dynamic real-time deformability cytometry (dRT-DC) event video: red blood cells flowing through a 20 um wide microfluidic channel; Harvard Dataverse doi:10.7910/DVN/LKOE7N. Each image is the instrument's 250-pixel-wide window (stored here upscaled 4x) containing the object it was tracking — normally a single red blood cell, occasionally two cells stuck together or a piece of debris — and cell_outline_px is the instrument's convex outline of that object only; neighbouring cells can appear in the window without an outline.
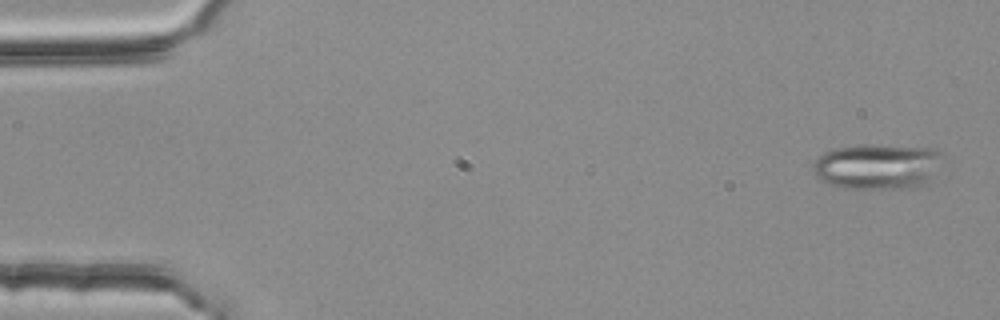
{"species": "common noctule bat (a hibernating species)", "species_latin": "Nyctalus noctula", "temperature_condition": "room temperature", "stored_images_in_passage": 4, "segment_of_instrument_passage": [2, 2], "camera_frame_rate_fps": 3000, "um_per_image_px": 0.085, "animal": {"sex": "female", "body_mass_g": 25.1}, "frame": {"image": 1, "passage_image": 4, "time_ms": 1.0, "image_size_px": [1000, 320], "cell_outline_px": [[940, 152], [928, 176], [920, 184], [900, 188], [844, 188], [828, 184], [816, 176], [812, 168], [812, 164], [824, 152], [832, 148], [868, 144], [936, 148]], "centroid_in_image_um": [74.4, 14.12], "position_along_channel_um": 10.6, "area_um2": 33.23}}